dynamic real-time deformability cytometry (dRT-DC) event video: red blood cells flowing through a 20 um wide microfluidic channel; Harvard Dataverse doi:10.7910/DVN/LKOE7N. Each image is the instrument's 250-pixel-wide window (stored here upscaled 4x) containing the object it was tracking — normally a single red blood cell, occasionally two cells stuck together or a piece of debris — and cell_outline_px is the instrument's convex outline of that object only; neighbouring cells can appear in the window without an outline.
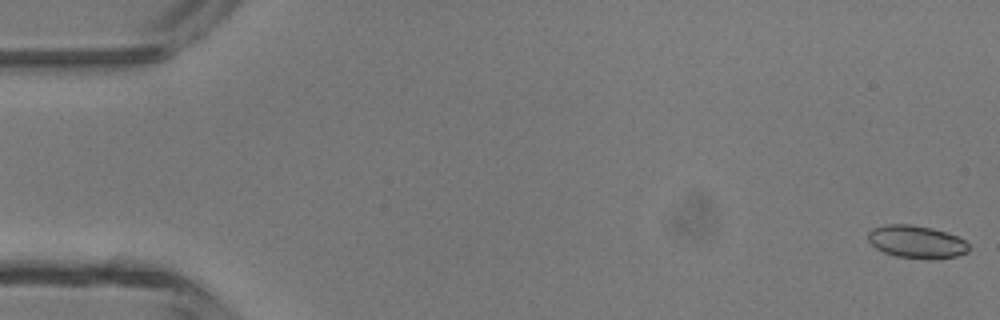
{"species": "common noctule bat (a hibernating species)", "species_latin": "Nyctalus noctula", "temperature_condition": "room temperature", "stored_images_in_passage": 49, "segment_of_instrument_passage": [1, 2], "camera_frame_rate_fps": 3000, "um_per_image_px": 0.085, "animal": {"sex": "male", "body_mass_g": 13.3}, "frame": {"image": 1, "passage_image": 1, "time_ms": 0.0, "image_size_px": [1000, 320], "cell_outline_px": [[968, 252], [956, 256], [936, 260], [928, 260], [896, 256], [884, 252], [876, 248], [868, 240], [868, 232], [872, 228], [884, 224], [912, 224], [932, 228], [956, 236], [964, 240], [968, 244]], "centroid_in_image_um": [77.89, 20.56], "position_along_channel_um": 7.1, "area_um2": 19.36}}
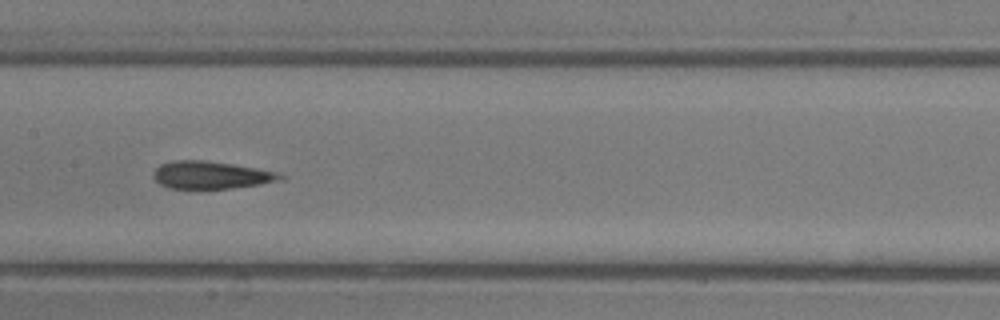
{"frame": {"image": 2, "passage_image": 24, "time_ms": 7.667, "image_size_px": [1000, 320], "cell_outline_px": [[288, 176], [284, 180], [260, 184], [232, 188], [200, 192], [168, 188], [160, 184], [152, 176], [156, 168], [160, 164], [172, 160], [204, 160], [232, 164], [276, 172]], "centroid_in_image_um": [17.91, 14.93], "position_along_channel_um": 189.5, "area_um2": 21.27}}
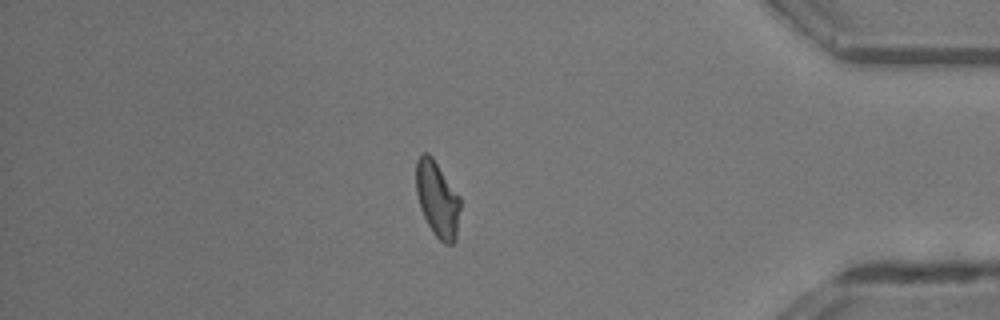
{"frame": {"image": 3, "passage_image": 41, "time_ms": 13.333, "image_size_px": [1000, 320], "cell_outline_px": [[460, 208], [456, 240], [452, 244], [444, 244], [432, 232], [424, 216], [416, 192], [416, 160], [420, 152], [428, 152], [432, 156], [460, 196]], "centroid_in_image_um": [37.18, 16.9], "position_along_channel_um": 398.0, "area_um2": 19.59}}